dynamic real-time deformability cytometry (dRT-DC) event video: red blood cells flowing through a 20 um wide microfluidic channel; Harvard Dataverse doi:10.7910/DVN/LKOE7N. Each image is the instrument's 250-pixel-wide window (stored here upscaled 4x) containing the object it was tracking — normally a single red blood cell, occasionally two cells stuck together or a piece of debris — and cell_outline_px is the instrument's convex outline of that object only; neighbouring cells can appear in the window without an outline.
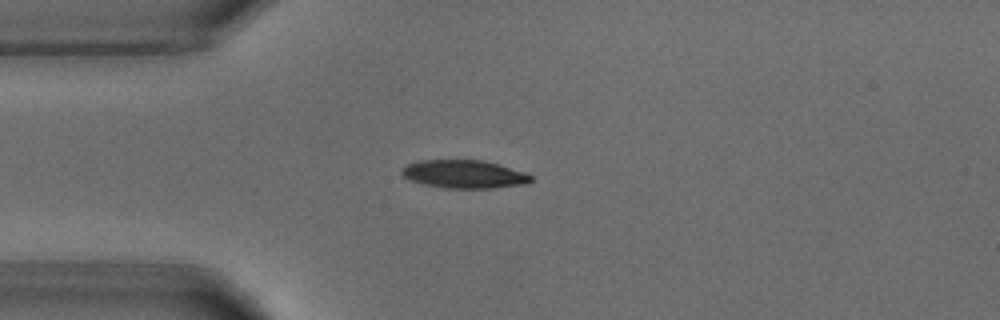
{"species": "common noctule bat (a hibernating species)", "species_latin": "Nyctalus noctula", "temperature_condition": "warm", "stored_images_in_passage": 3, "camera_frame_rate_fps": 3000, "um_per_image_px": 0.085, "animal": {"sex": "male", "body_mass_g": 18.8}, "frame": {"image": 1, "passage_image": 3, "time_ms": 2.333, "image_size_px": [1000, 320], "cell_outline_px": [[532, 180], [528, 184], [492, 188], [444, 188], [424, 184], [412, 180], [404, 176], [400, 172], [400, 168], [416, 160], [480, 160], [500, 164], [528, 172], [532, 176]], "centroid_in_image_um": [39.49, 14.8], "position_along_channel_um": 45.5, "area_um2": 21.44}}